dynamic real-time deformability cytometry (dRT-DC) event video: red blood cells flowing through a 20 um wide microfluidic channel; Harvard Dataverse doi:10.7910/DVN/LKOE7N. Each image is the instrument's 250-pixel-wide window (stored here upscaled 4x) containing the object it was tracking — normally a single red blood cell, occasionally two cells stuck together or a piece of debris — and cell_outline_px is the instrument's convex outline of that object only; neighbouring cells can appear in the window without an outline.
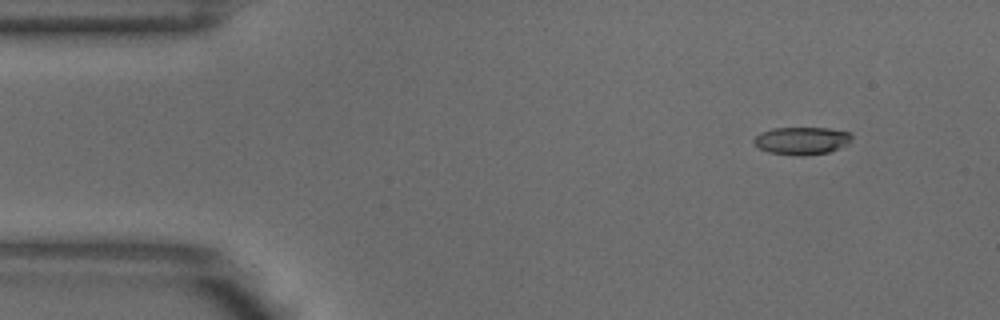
{"species": "common noctule bat (a hibernating species)", "species_latin": "Nyctalus noctula", "temperature_condition": "warm", "stored_images_in_passage": 4, "camera_frame_rate_fps": 3000, "um_per_image_px": 0.085, "animal": {"sex": "male", "body_mass_g": 18.8}, "frame": {"image": 1, "passage_image": 1, "time_ms": 0.0, "image_size_px": [1000, 320], "cell_outline_px": [[852, 140], [848, 144], [840, 148], [828, 152], [800, 156], [768, 152], [760, 148], [752, 140], [760, 132], [772, 128], [828, 128], [852, 132]], "centroid_in_image_um": [68.18, 11.95], "position_along_channel_um": 16.8, "area_um2": 15.84}}
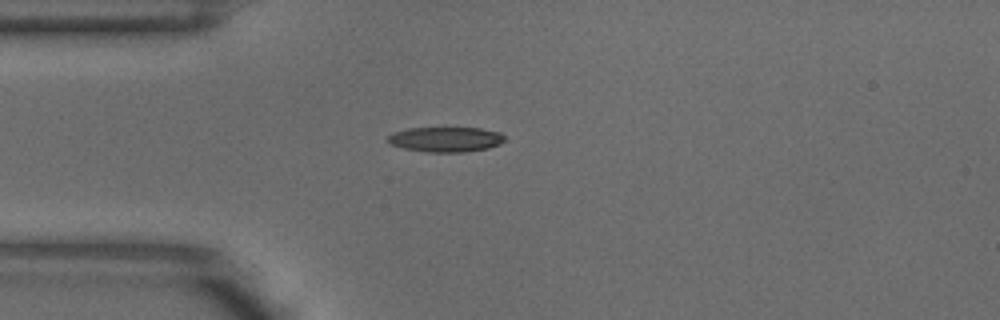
{"frame": {"image": 2, "passage_image": 3, "time_ms": 0.667, "image_size_px": [1000, 320], "cell_outline_px": [[504, 140], [500, 144], [488, 148], [464, 152], [428, 152], [404, 148], [392, 144], [388, 140], [388, 136], [392, 132], [408, 128], [480, 128], [500, 132], [504, 136]], "centroid_in_image_um": [37.9, 11.84], "position_along_channel_um": 47.1, "area_um2": 16.94}}